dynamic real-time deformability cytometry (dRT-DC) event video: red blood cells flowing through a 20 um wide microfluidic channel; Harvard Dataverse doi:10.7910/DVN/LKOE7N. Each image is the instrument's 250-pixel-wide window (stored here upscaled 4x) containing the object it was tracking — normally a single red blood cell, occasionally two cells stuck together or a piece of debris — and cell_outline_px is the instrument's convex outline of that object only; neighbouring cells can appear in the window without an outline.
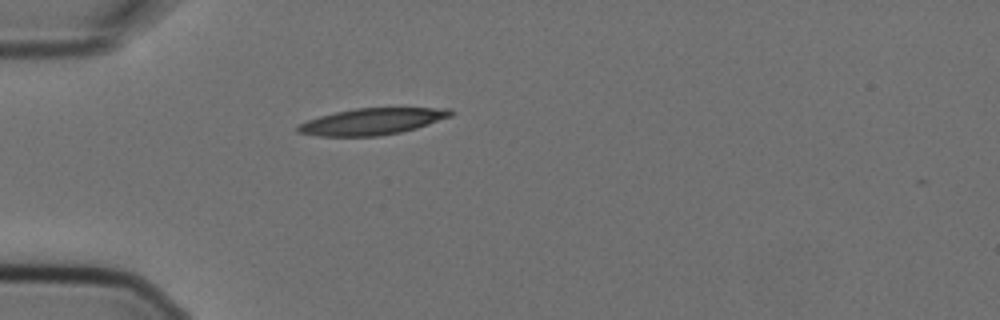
{"species": "Egyptian fruit bat (a non-hibernating species)", "species_latin": "Rousettus aegyptiacus", "temperature_condition": "cold", "stored_images_in_passage": 1, "camera_frame_rate_fps": 3000, "um_per_image_px": 0.085, "animal": {"sex": "female"}, "frame": {"image": 1, "passage_image": 1, "time_ms": 0.0, "image_size_px": [1000, 320], "cell_outline_px": [[452, 116], [416, 128], [400, 132], [380, 136], [316, 136], [296, 132], [296, 128], [300, 124], [308, 120], [320, 116], [336, 112], [356, 108], [448, 108], [452, 112]], "centroid_in_image_um": [31.6, 10.33], "position_along_channel_um": 53.4, "area_um2": 23.41}}